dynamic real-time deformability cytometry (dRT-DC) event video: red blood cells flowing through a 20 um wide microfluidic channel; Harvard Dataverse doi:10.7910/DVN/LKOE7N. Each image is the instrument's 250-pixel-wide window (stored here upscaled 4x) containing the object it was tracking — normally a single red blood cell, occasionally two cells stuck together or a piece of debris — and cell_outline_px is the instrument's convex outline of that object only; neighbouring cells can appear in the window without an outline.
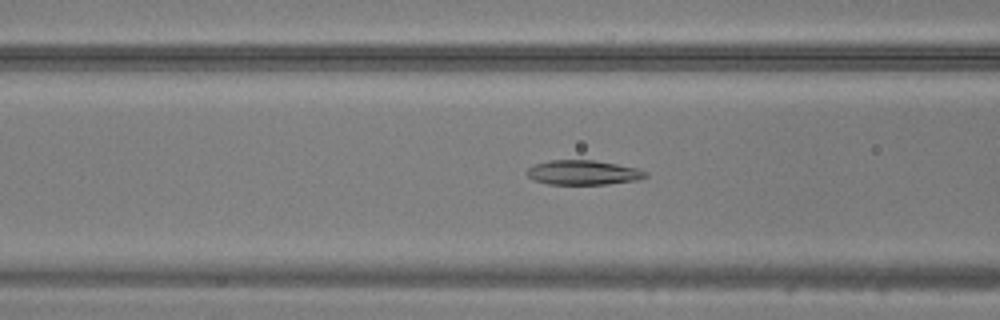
{"species": "common noctule bat (a hibernating species)", "species_latin": "Nyctalus noctula", "temperature_condition": "warm", "stored_images_in_passage": 46, "camera_frame_rate_fps": 3000, "um_per_image_px": 0.085, "animal": {"sex": "male", "body_mass_g": 20.5, "forearm_length_mm": 52.5}, "frame": {"image": 1, "passage_image": 17, "time_ms": 5.333, "image_size_px": [1000, 320], "cell_outline_px": [[648, 176], [636, 180], [608, 184], [548, 184], [536, 180], [528, 176], [524, 172], [528, 168], [536, 164], [552, 160], [592, 160], [616, 164], [636, 168], [648, 172]], "centroid_in_image_um": [49.57, 14.67], "position_along_channel_um": 117.0, "area_um2": 16.82}}
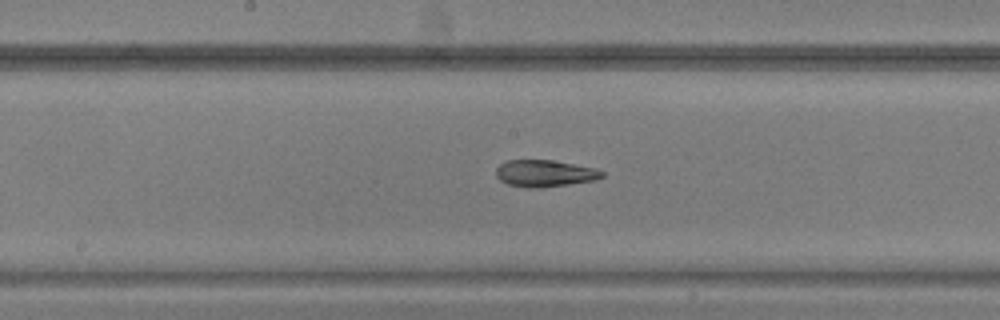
{"frame": {"image": 2, "passage_image": 23, "time_ms": 7.333, "image_size_px": [1000, 320], "cell_outline_px": [[604, 176], [596, 180], [540, 188], [524, 188], [508, 184], [500, 180], [496, 176], [496, 168], [500, 164], [508, 160], [552, 160], [596, 168], [604, 172]], "centroid_in_image_um": [46.3, 14.74], "position_along_channel_um": 201.9, "area_um2": 16.65}}
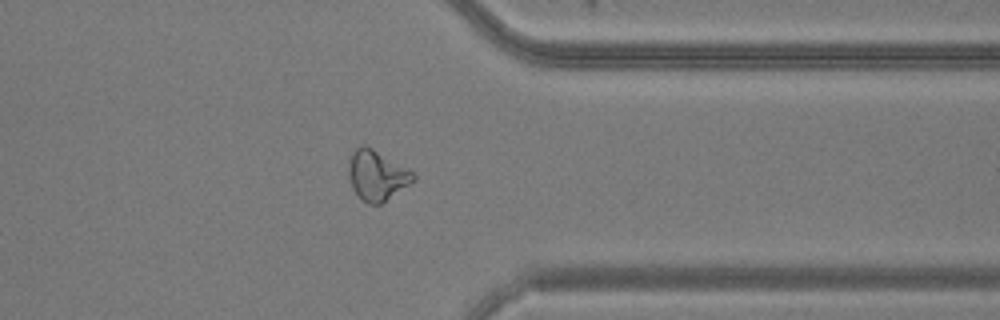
{"frame": {"image": 3, "passage_image": 36, "time_ms": 11.667, "image_size_px": [1000, 320], "cell_outline_px": [[416, 180], [380, 204], [368, 204], [360, 200], [352, 188], [348, 176], [348, 164], [352, 152], [356, 148], [364, 144], [372, 148], [412, 172], [416, 176]], "centroid_in_image_um": [31.99, 14.93], "position_along_channel_um": 379.4, "area_um2": 18.73}}